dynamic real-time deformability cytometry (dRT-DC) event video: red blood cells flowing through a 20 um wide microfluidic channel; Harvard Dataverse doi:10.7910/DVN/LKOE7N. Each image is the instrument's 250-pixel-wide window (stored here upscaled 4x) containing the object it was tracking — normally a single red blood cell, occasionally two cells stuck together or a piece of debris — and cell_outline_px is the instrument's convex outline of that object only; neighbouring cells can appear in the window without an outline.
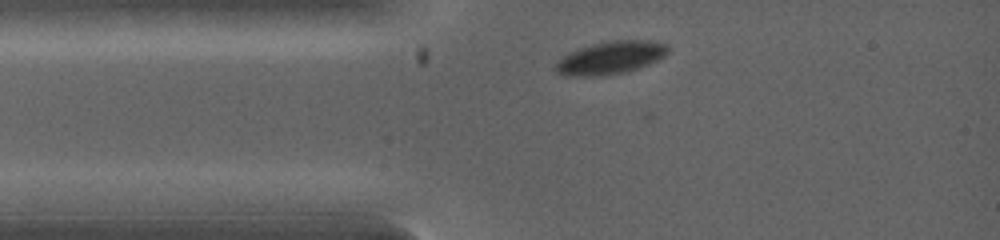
{"species": "common noctule bat (a hibernating species)", "species_latin": "Nyctalus noctula", "temperature_condition": "warm", "stored_images_in_passage": 4, "camera_frame_rate_fps": 5000, "um_per_image_px": 0.085, "animal": {"sex": "female", "body_mass_g": 19.0, "forearm_length_mm": 53.3}, "frame": {"image": 1, "passage_image": 1, "time_ms": 0.0, "image_size_px": [1000, 240], "cell_outline_px": [[668, 52], [664, 56], [648, 64], [628, 72], [604, 76], [576, 76], [560, 72], [556, 68], [556, 64], [564, 56], [572, 52], [592, 44], [612, 40], [640, 40], [664, 44], [668, 48]], "centroid_in_image_um": [51.94, 4.91], "position_along_channel_um": 33.1, "area_um2": 20.81}}
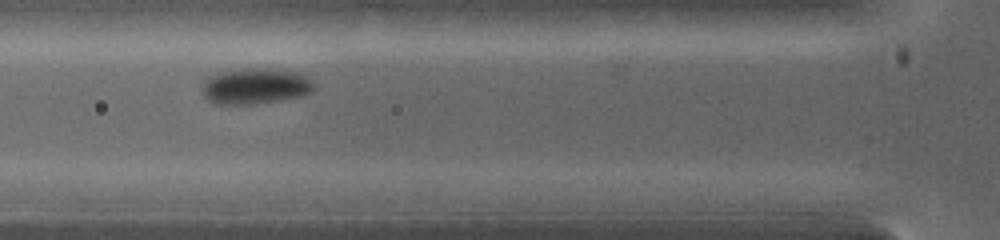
{"frame": {"image": 2, "passage_image": 3, "time_ms": 1.4, "image_size_px": [1000, 240], "cell_outline_px": [[312, 88], [308, 92], [300, 96], [280, 100], [252, 104], [216, 104], [208, 100], [204, 92], [204, 88], [208, 80], [220, 72], [244, 68], [264, 68], [296, 72], [304, 76], [312, 84]], "centroid_in_image_um": [21.7, 7.33], "position_along_channel_um": 104.1, "area_um2": 22.48}}
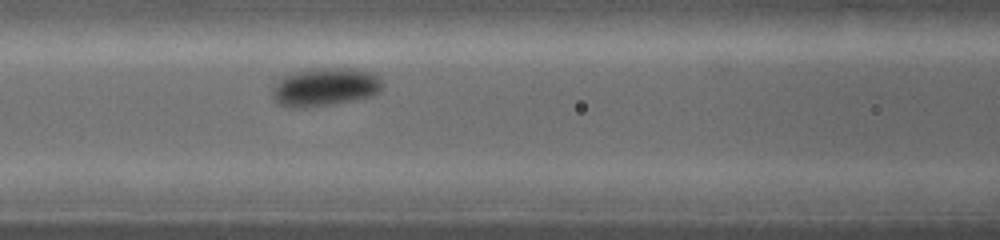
{"frame": {"image": 3, "passage_image": 4, "time_ms": 2.0, "image_size_px": [1000, 240], "cell_outline_px": [[380, 88], [372, 96], [336, 104], [300, 108], [288, 108], [280, 104], [276, 100], [276, 88], [292, 72], [308, 68], [352, 68], [372, 72], [380, 76]], "centroid_in_image_um": [27.72, 7.39], "position_along_channel_um": 138.9, "area_um2": 23.99}}